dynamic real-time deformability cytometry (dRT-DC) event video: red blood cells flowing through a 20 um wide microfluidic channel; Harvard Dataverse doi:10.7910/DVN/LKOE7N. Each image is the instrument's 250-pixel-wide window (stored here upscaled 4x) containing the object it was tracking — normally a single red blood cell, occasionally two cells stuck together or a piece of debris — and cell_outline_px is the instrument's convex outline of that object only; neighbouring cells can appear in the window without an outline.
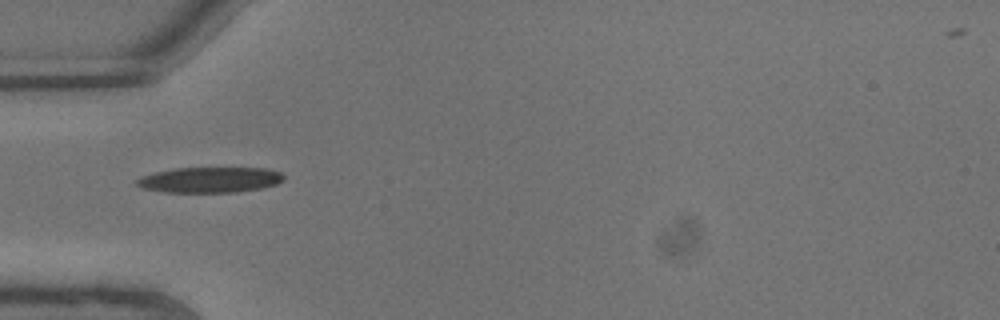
{"species": "common noctule bat (a hibernating species)", "species_latin": "Nyctalus noctula", "temperature_condition": "warm", "stored_images_in_passage": 2, "camera_frame_rate_fps": 3000, "um_per_image_px": 0.085, "animal": {"sex": "male", "body_mass_g": 13.3}, "frame": {"image": 1, "passage_image": 1, "time_ms": 0.0, "image_size_px": [1000, 320], "cell_outline_px": [[284, 180], [276, 184], [264, 188], [236, 192], [164, 192], [144, 188], [136, 184], [136, 180], [140, 176], [156, 172], [176, 168], [264, 168], [280, 172], [284, 176]], "centroid_in_image_um": [17.86, 15.29], "position_along_channel_um": 67.1, "area_um2": 21.85}}
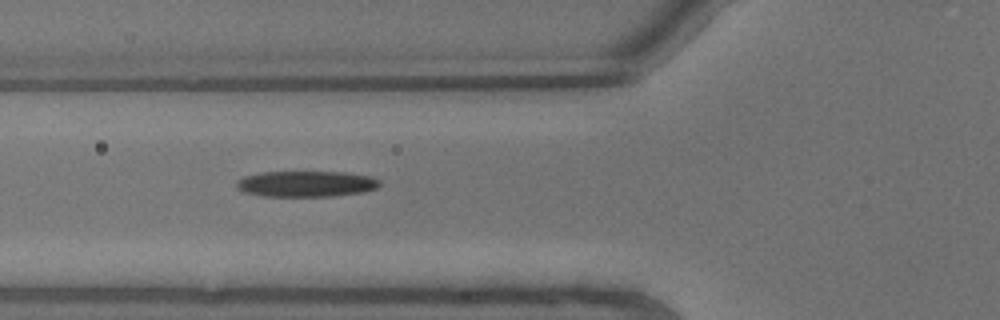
{"frame": {"image": 2, "passage_image": 2, "time_ms": 0.333, "image_size_px": [1000, 320], "cell_outline_px": [[380, 184], [376, 188], [364, 192], [336, 196], [264, 196], [244, 192], [236, 188], [236, 180], [244, 176], [260, 172], [344, 172], [372, 176], [380, 180]], "centroid_in_image_um": [26.02, 15.62], "position_along_channel_um": 99.8, "area_um2": 21.79}}